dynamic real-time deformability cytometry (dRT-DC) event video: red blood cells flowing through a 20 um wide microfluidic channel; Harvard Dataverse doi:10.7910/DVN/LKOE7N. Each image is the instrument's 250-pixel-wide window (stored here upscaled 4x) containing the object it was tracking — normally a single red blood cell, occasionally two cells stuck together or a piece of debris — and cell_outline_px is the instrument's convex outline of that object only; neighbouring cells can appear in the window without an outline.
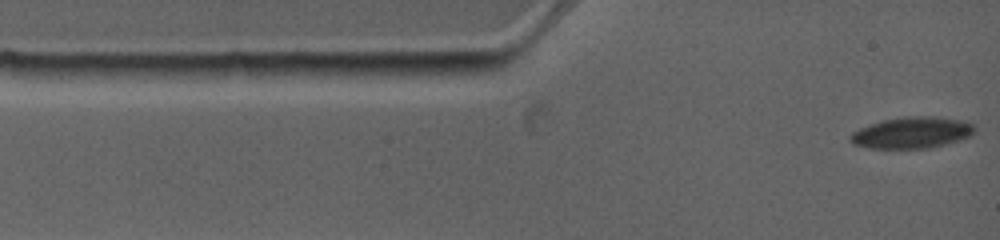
{"species": "common noctule bat (a hibernating species)", "species_latin": "Nyctalus noctula", "temperature_condition": "warm", "stored_images_in_passage": 5, "camera_frame_rate_fps": 4500, "um_per_image_px": 0.085, "animal": {"sex": "female", "body_mass_g": 19.0, "forearm_length_mm": 53.3}, "frame": {"image": 1, "passage_image": 1, "time_ms": 0.0, "image_size_px": [1000, 240], "cell_outline_px": [[976, 128], [968, 136], [944, 144], [928, 148], [868, 148], [852, 144], [848, 140], [848, 136], [852, 132], [868, 124], [884, 120], [912, 116], [932, 116], [960, 120], [972, 124]], "centroid_in_image_um": [77.42, 11.28], "position_along_channel_um": 7.6, "area_um2": 22.43}}
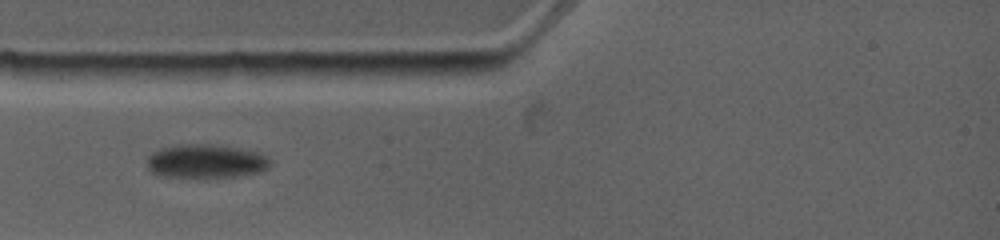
{"frame": {"image": 2, "passage_image": 4, "time_ms": 2.889, "image_size_px": [1000, 240], "cell_outline_px": [[272, 164], [268, 168], [260, 172], [232, 176], [160, 176], [152, 172], [148, 168], [148, 156], [152, 152], [160, 148], [176, 144], [212, 144], [260, 152], [268, 156], [272, 160]], "centroid_in_image_um": [17.53, 13.68], "position_along_channel_um": 67.5, "area_um2": 24.1}}
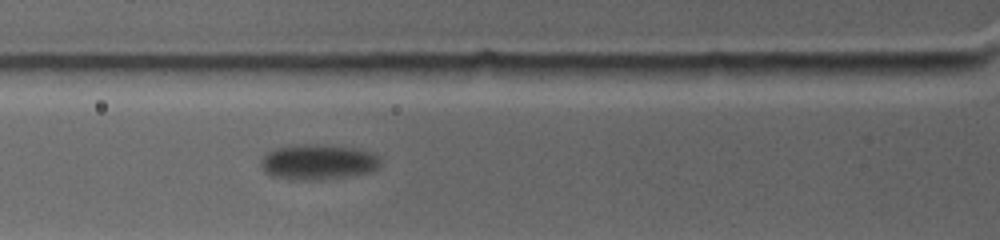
{"frame": {"image": 3, "passage_image": 5, "time_ms": 3.778, "image_size_px": [1000, 240], "cell_outline_px": [[380, 164], [372, 172], [320, 180], [292, 180], [272, 176], [264, 172], [260, 164], [260, 160], [268, 152], [276, 148], [296, 144], [312, 144], [360, 148], [372, 152], [380, 160]], "centroid_in_image_um": [27.01, 13.77], "position_along_channel_um": 98.8, "area_um2": 24.8}}